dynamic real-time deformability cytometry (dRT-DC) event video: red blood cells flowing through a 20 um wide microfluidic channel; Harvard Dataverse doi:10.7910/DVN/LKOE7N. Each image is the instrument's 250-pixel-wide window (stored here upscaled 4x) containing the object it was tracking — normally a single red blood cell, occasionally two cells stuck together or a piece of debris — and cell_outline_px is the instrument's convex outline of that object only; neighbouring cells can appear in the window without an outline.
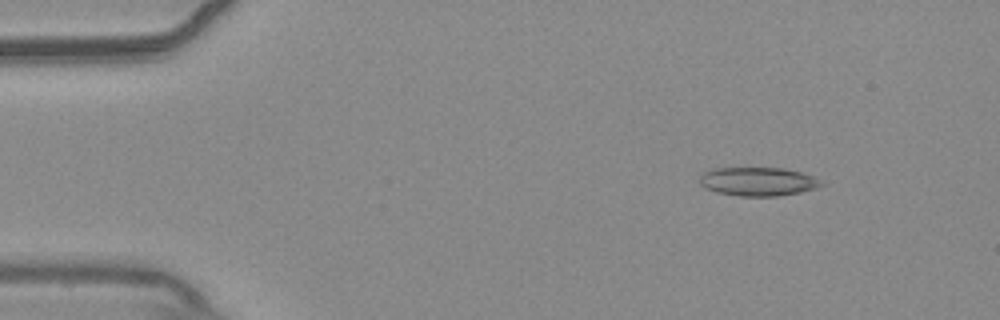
{"species": "common noctule bat (a hibernating species)", "species_latin": "Nyctalus noctula", "temperature_condition": "warm", "stored_images_in_passage": 49, "camera_frame_rate_fps": 3000, "um_per_image_px": 0.085, "animal": {"sex": "male", "body_mass_g": 20.4}, "frame": {"image": 1, "passage_image": 1, "time_ms": 0.0, "image_size_px": [1000, 320], "cell_outline_px": [[824, 184], [816, 188], [800, 192], [776, 196], [740, 196], [716, 192], [704, 188], [700, 184], [700, 176], [704, 172], [712, 168], [784, 168], [800, 172], [812, 176], [820, 180]], "centroid_in_image_um": [64.4, 15.43], "position_along_channel_um": 20.6, "area_um2": 20.29}}
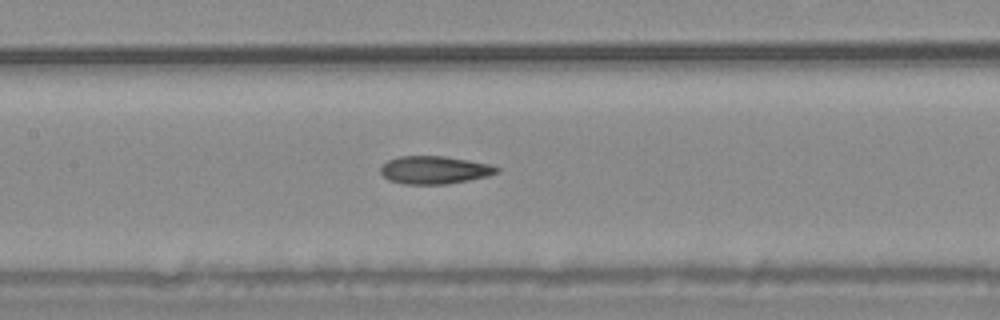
{"frame": {"image": 2, "passage_image": 20, "time_ms": 6.333, "image_size_px": [1000, 320], "cell_outline_px": [[500, 172], [488, 176], [448, 184], [404, 184], [388, 180], [380, 172], [380, 168], [388, 160], [400, 156], [444, 156], [492, 164], [500, 168]], "centroid_in_image_um": [36.96, 14.45], "position_along_channel_um": 170.4, "area_um2": 18.96}}
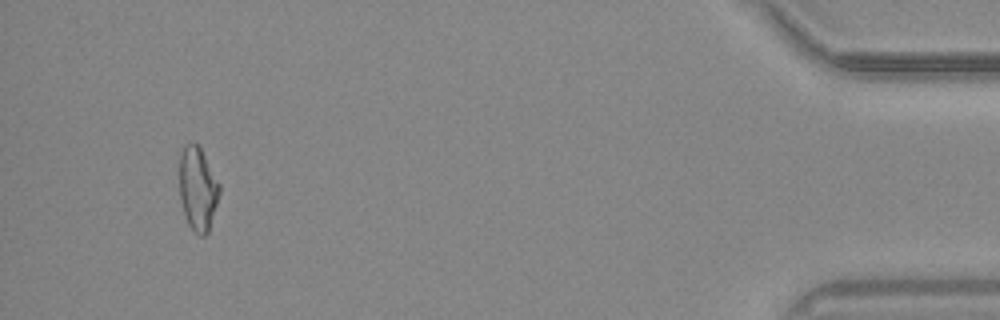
{"frame": {"image": 3, "passage_image": 46, "time_ms": 15.0, "image_size_px": [1000, 320], "cell_outline_px": [[220, 192], [208, 232], [204, 236], [200, 236], [188, 224], [184, 212], [180, 196], [180, 152], [184, 144], [196, 144], [200, 148], [220, 184]], "centroid_in_image_um": [16.81, 16.04], "position_along_channel_um": 418.4, "area_um2": 19.13}, "authors_computed_cell_mechanics": {"area_um2": 19.1896, "velocity_mm_per_s": 3.7079, "shape_relaxation_time_tau1_ms": null, "shape_relaxation_time_tau2_ms": 3.8966, "deformation_change_tau1": null, "deformation_change_tau2": 0.1164}}